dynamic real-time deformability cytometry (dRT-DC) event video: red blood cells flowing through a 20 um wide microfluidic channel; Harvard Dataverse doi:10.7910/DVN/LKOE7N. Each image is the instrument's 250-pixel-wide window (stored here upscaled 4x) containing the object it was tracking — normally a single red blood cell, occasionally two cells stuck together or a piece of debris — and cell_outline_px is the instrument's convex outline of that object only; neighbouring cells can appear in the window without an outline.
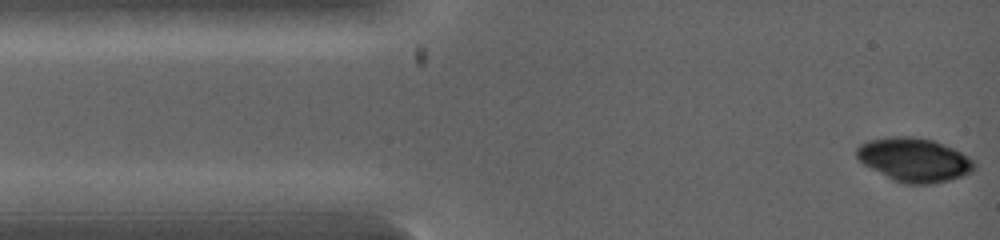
{"species": "common noctule bat (a hibernating species)", "species_latin": "Nyctalus noctula", "temperature_condition": "warm", "stored_images_in_passage": 3, "camera_frame_rate_fps": 5000, "um_per_image_px": 0.085, "animal": {"sex": "female", "body_mass_g": 19.0, "forearm_length_mm": 53.3}, "frame": {"image": 1, "passage_image": 1, "time_ms": 0.0, "image_size_px": [1000, 240], "cell_outline_px": [[976, 168], [972, 172], [948, 180], [932, 184], [904, 184], [892, 180], [864, 164], [856, 156], [856, 148], [860, 144], [868, 140], [888, 136], [912, 136], [932, 140], [952, 148], [976, 160]], "centroid_in_image_um": [77.71, 13.58], "position_along_channel_um": 7.3, "area_um2": 30.11}}